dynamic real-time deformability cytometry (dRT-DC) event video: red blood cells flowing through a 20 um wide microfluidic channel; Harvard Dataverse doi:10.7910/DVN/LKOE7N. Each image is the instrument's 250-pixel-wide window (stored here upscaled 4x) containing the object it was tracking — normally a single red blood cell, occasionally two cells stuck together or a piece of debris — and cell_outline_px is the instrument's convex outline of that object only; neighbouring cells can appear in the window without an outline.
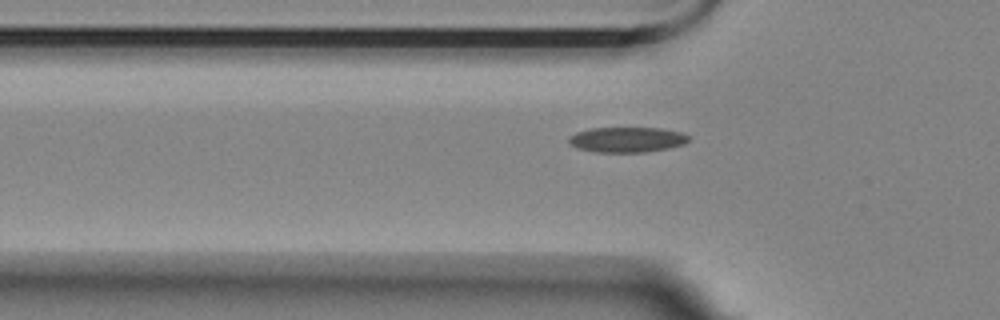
{"species": "Egyptian fruit bat (a non-hibernating species)", "species_latin": "Rousettus aegyptiacus", "temperature_condition": "room temperature", "stored_images_in_passage": 18, "camera_frame_rate_fps": 3000, "um_per_image_px": 0.085, "animal": {"sex": "female"}, "frame": {"image": 1, "passage_image": 2, "time_ms": 0.333, "image_size_px": [1000, 320], "cell_outline_px": [[688, 140], [684, 144], [668, 148], [644, 152], [596, 152], [576, 148], [568, 144], [568, 136], [576, 132], [592, 128], [660, 128], [680, 132], [688, 136]], "centroid_in_image_um": [53.23, 11.87], "position_along_channel_um": 72.6, "area_um2": 17.63}}
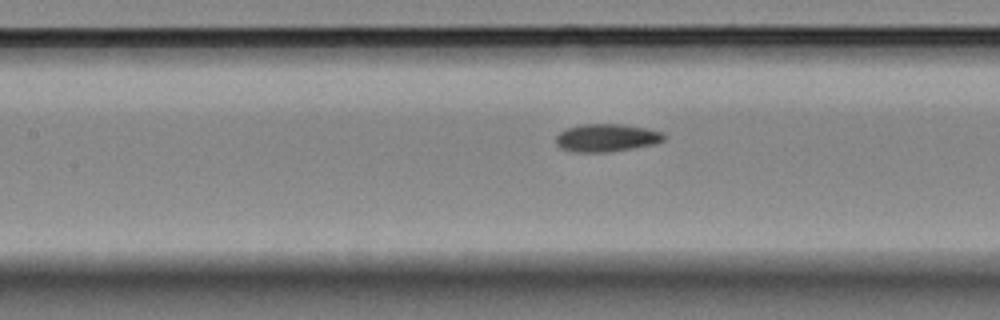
{"frame": {"image": 2, "passage_image": 9, "time_ms": 2.667, "image_size_px": [1000, 320], "cell_outline_px": [[664, 140], [656, 144], [608, 152], [572, 152], [560, 148], [556, 144], [556, 136], [560, 132], [568, 128], [580, 124], [624, 124], [664, 132]], "centroid_in_image_um": [51.55, 11.71], "position_along_channel_um": 155.9, "area_um2": 17.57}}
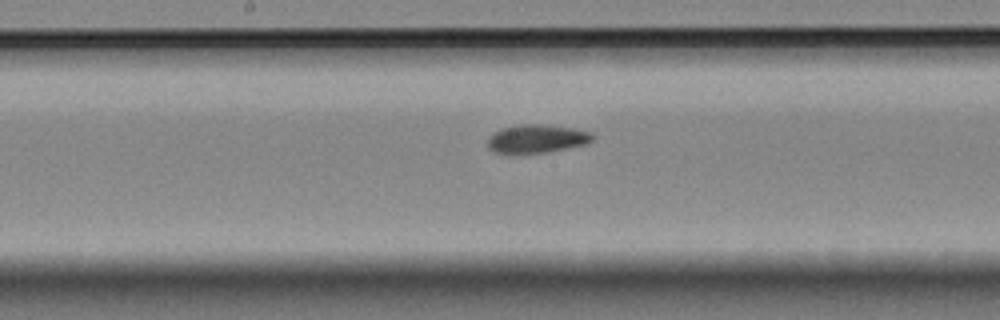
{"frame": {"image": 3, "passage_image": 13, "time_ms": 4.0, "image_size_px": [1000, 320], "cell_outline_px": [[592, 140], [588, 144], [548, 152], [512, 156], [508, 156], [492, 152], [488, 148], [488, 140], [496, 132], [504, 128], [520, 124], [540, 124], [572, 128], [592, 132]], "centroid_in_image_um": [45.59, 11.85], "position_along_channel_um": 202.6, "area_um2": 17.8}}